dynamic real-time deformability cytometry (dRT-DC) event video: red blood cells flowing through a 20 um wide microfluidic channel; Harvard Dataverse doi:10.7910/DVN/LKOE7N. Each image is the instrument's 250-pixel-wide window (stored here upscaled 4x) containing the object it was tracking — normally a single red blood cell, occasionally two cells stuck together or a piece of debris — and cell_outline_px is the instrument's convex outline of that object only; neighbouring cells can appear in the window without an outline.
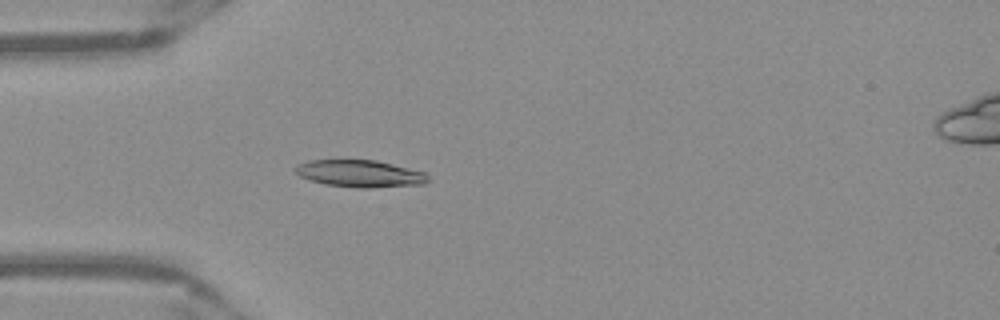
{"species": "Egyptian fruit bat (a non-hibernating species)", "species_latin": "Rousettus aegyptiacus", "temperature_condition": "warm", "stored_images_in_passage": 50, "camera_frame_rate_fps": 3000, "um_per_image_px": 0.085, "frame": {"image": 1, "passage_image": 14, "time_ms": 4.333, "image_size_px": [1000, 320], "cell_outline_px": [[428, 180], [424, 184], [368, 188], [356, 188], [324, 184], [300, 176], [292, 168], [296, 164], [308, 160], [376, 160], [424, 172], [428, 176]], "centroid_in_image_um": [30.55, 14.75], "position_along_channel_um": 54.5, "area_um2": 20.92}}
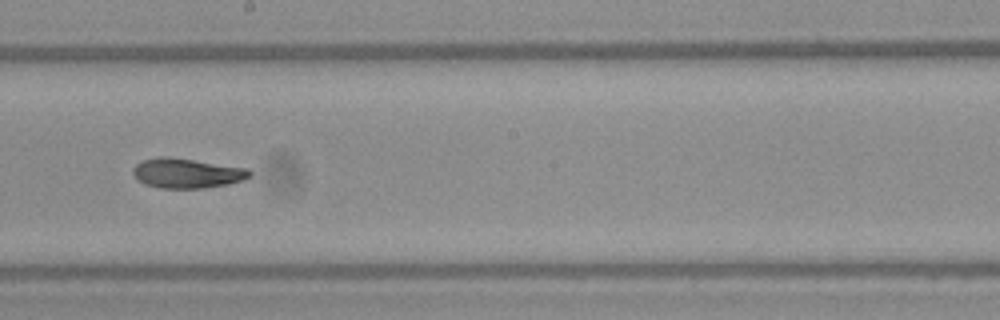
{"frame": {"image": 2, "passage_image": 28, "time_ms": 9.0, "image_size_px": [1000, 320], "cell_outline_px": [[252, 176], [244, 180], [228, 184], [204, 188], [160, 188], [144, 184], [136, 180], [132, 172], [132, 168], [136, 164], [144, 160], [164, 156], [248, 168], [252, 172]], "centroid_in_image_um": [15.88, 14.74], "position_along_channel_um": 232.3, "area_um2": 20.23}}
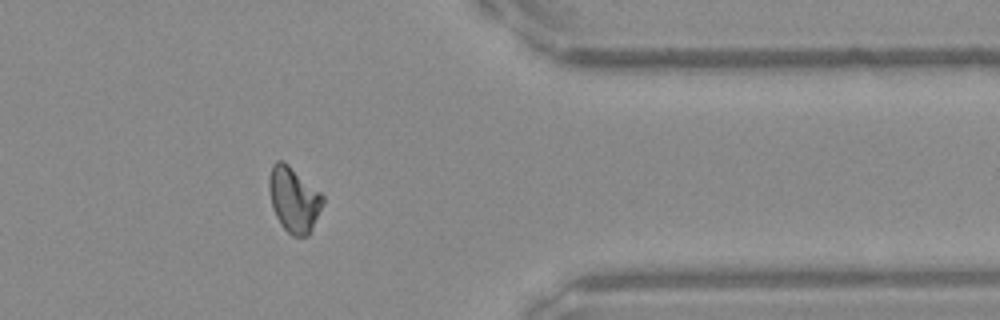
{"frame": {"image": 3, "passage_image": 41, "time_ms": 13.333, "image_size_px": [1000, 320], "cell_outline_px": [[324, 204], [308, 236], [292, 236], [280, 224], [272, 208], [268, 188], [268, 180], [272, 164], [276, 160], [284, 160], [320, 192], [324, 196]], "centroid_in_image_um": [24.96, 16.94], "position_along_channel_um": 386.4, "area_um2": 20.58}, "authors_computed_cell_mechanics": {"area_um2": 20.1722, "velocity_mm_per_s": 3.9304, "shape_relaxation_time_tau1_ms": null, "shape_relaxation_time_tau2_ms": 2.0445, "deformation_change_tau1": null, "deformation_change_tau2": 0.0636}}